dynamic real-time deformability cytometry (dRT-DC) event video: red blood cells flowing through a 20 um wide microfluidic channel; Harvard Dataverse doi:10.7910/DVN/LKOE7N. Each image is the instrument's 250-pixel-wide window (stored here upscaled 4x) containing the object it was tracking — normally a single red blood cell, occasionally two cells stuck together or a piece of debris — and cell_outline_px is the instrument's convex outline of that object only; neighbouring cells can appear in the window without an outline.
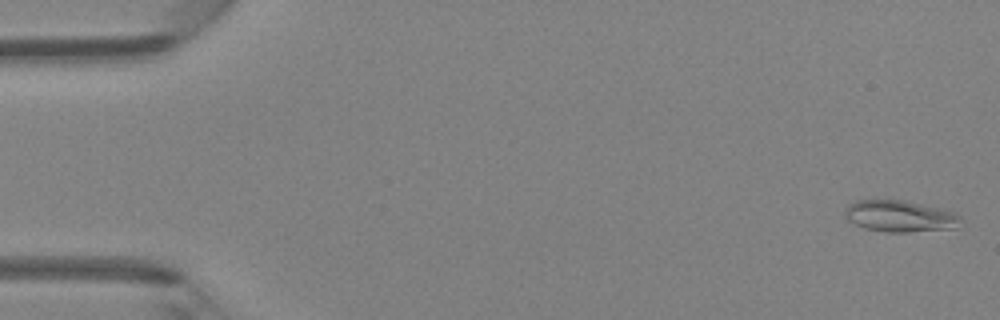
{"species": "Egyptian fruit bat (a non-hibernating species)", "species_latin": "Rousettus aegyptiacus", "temperature_condition": "room temperature", "stored_images_in_passage": 47, "camera_frame_rate_fps": 3000, "um_per_image_px": 0.085, "animal": {"sex": "female"}, "frame": {"image": 1, "passage_image": 1, "time_ms": 0.0, "image_size_px": [1000, 320], "cell_outline_px": [[960, 220], [956, 228], [908, 232], [884, 232], [864, 228], [848, 220], [844, 216], [844, 212], [848, 204], [856, 200], [904, 200], [940, 208], [956, 212], [960, 216]], "centroid_in_image_um": [76.48, 18.37], "position_along_channel_um": 8.5, "area_um2": 21.33}}
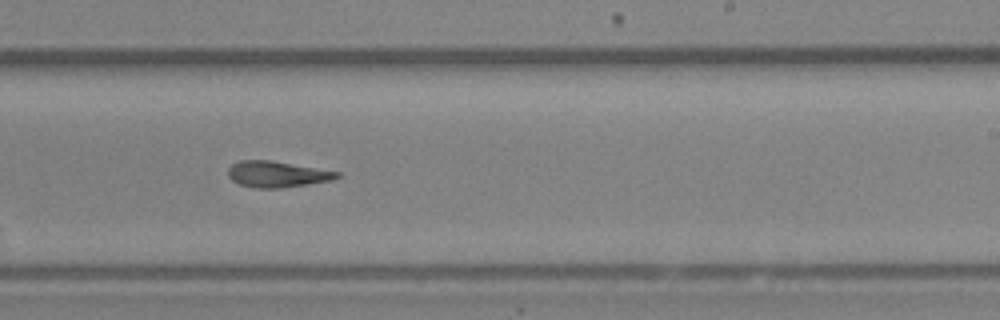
{"frame": {"image": 2, "passage_image": 29, "time_ms": 9.333, "image_size_px": [1000, 320], "cell_outline_px": [[340, 176], [332, 180], [308, 184], [280, 188], [256, 188], [240, 184], [232, 180], [228, 176], [228, 168], [232, 164], [240, 160], [272, 160], [340, 172]], "centroid_in_image_um": [23.54, 14.8], "position_along_channel_um": 265.5, "area_um2": 16.53}}
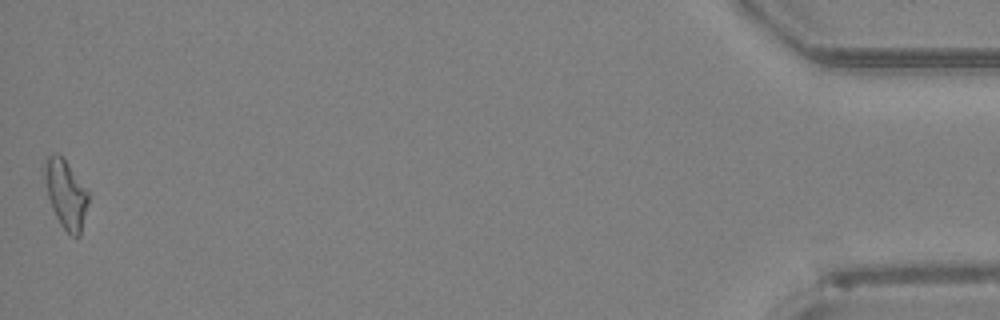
{"frame": {"image": 3, "passage_image": 47, "time_ms": 15.333, "image_size_px": [1000, 320], "cell_outline_px": [[88, 204], [80, 236], [72, 236], [60, 224], [52, 208], [48, 196], [44, 176], [44, 160], [48, 156], [56, 152], [68, 164], [88, 188]], "centroid_in_image_um": [5.61, 16.48], "position_along_channel_um": 429.6, "area_um2": 17.4}, "authors_computed_cell_mechanics": {"area_um2": 17.1088, "velocity_mm_per_s": 4.2835, "shape_relaxation_time_tau1_ms": null, "shape_relaxation_time_tau2_ms": 6.4992, "deformation_change_tau1": null, "deformation_change_tau2": 0.1867}}